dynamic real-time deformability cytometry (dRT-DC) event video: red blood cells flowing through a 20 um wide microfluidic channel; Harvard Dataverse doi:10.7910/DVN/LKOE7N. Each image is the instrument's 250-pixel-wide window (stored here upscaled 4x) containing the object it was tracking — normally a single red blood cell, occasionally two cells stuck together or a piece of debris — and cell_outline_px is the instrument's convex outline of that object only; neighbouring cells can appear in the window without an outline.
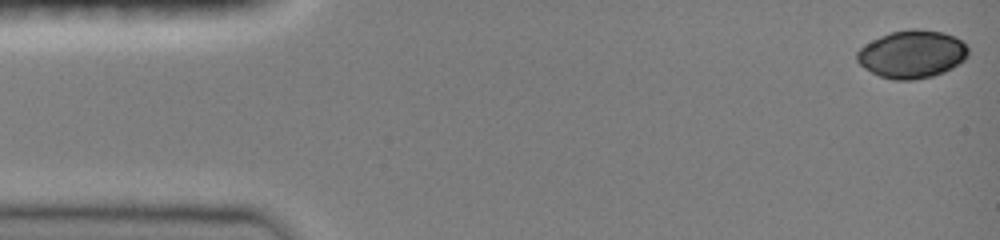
{"species": "common noctule bat (a hibernating species)", "species_latin": "Nyctalus noctula", "temperature_condition": "room temperature", "stored_images_in_passage": 15, "camera_frame_rate_fps": 3000, "um_per_image_px": 0.085, "animal": {"sex": "female", "body_mass_g": 19.0, "forearm_length_mm": 51.5}, "frame": {"image": 1, "passage_image": 1, "time_ms": 0.0, "image_size_px": [1000, 240], "cell_outline_px": [[968, 56], [964, 60], [952, 68], [944, 72], [932, 76], [912, 80], [892, 80], [880, 76], [864, 68], [856, 60], [856, 52], [864, 44], [880, 36], [892, 32], [912, 28], [920, 28], [944, 32], [960, 40], [968, 48]], "centroid_in_image_um": [77.5, 4.6], "position_along_channel_um": 7.5, "area_um2": 31.1}}
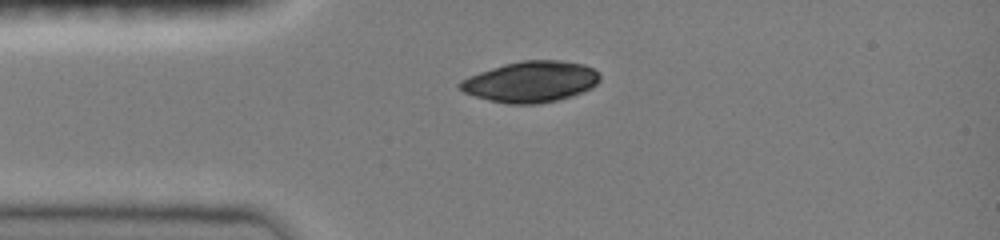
{"frame": {"image": 2, "passage_image": 11, "time_ms": 3.333, "image_size_px": [1000, 240], "cell_outline_px": [[600, 80], [592, 88], [572, 96], [540, 104], [508, 104], [488, 100], [464, 92], [456, 84], [460, 80], [468, 76], [504, 64], [520, 60], [560, 60], [584, 64], [592, 68], [600, 76]], "centroid_in_image_um": [45.11, 6.95], "position_along_channel_um": 39.9, "area_um2": 33.47}}